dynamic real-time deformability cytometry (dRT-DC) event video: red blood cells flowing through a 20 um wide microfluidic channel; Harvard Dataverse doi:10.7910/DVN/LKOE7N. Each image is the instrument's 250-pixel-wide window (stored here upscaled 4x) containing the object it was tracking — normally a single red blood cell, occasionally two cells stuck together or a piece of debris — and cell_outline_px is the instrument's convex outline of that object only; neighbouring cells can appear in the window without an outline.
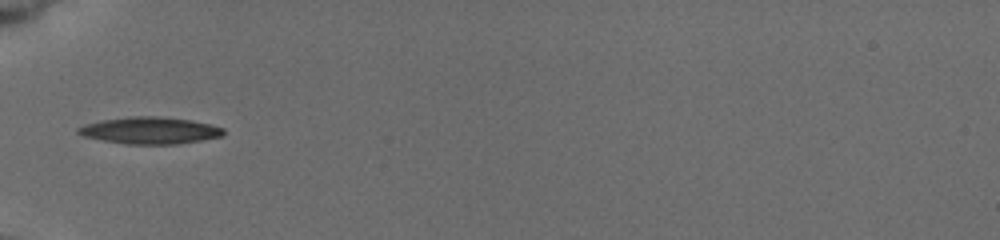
{"species": "common noctule bat (a hibernating species)", "species_latin": "Nyctalus noctula", "temperature_condition": "cold", "stored_images_in_passage": 3, "camera_frame_rate_fps": 3000, "um_per_image_px": 0.085, "animal": {"sex": "female", "body_mass_g": 19.5, "forearm_length_mm": 54.1}, "frame": {"image": 1, "passage_image": 1, "time_ms": 0.0, "image_size_px": [1000, 240], "cell_outline_px": [[224, 136], [176, 144], [128, 144], [104, 140], [84, 136], [76, 132], [76, 128], [84, 124], [100, 120], [128, 116], [160, 116], [192, 120], [212, 124], [224, 128]], "centroid_in_image_um": [12.75, 11.07], "position_along_channel_um": 72.2, "area_um2": 22.89}}
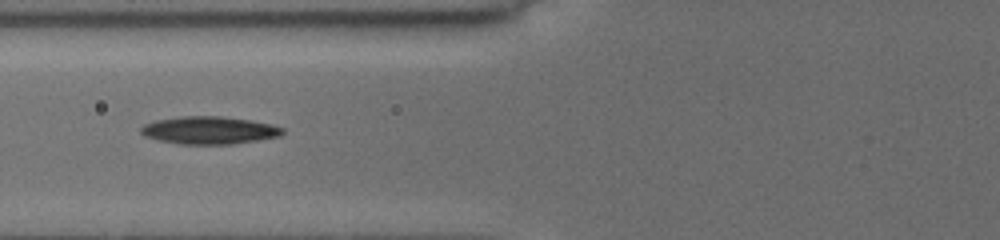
{"frame": {"image": 2, "passage_image": 2, "time_ms": 1.0, "image_size_px": [1000, 240], "cell_outline_px": [[284, 132], [280, 136], [260, 140], [232, 144], [180, 144], [160, 140], [144, 136], [140, 132], [140, 128], [144, 124], [156, 120], [180, 116], [220, 116], [252, 120], [272, 124], [284, 128]], "centroid_in_image_um": [17.81, 11.07], "position_along_channel_um": 108.0, "area_um2": 22.95}}